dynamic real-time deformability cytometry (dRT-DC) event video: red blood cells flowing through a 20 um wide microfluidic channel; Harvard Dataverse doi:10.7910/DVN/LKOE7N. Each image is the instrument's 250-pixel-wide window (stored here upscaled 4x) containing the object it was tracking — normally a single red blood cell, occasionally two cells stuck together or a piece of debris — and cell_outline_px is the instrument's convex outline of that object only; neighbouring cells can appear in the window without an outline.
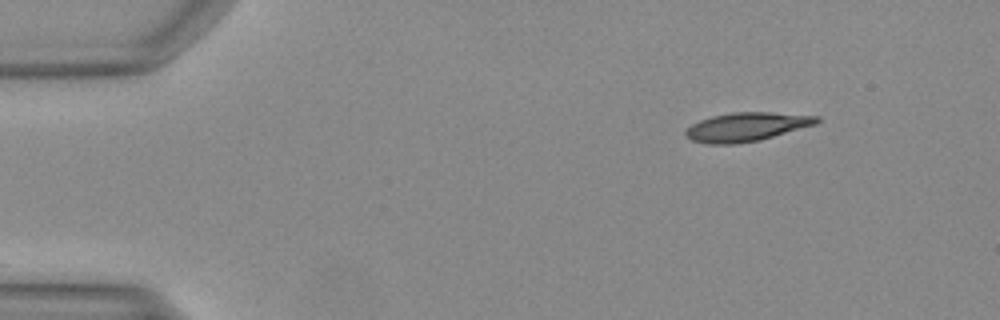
{"species": "Egyptian fruit bat (a non-hibernating species)", "species_latin": "Rousettus aegyptiacus", "temperature_condition": "warm", "stored_images_in_passage": 25, "camera_frame_rate_fps": 3000, "um_per_image_px": 0.085, "animal": {"sex": "female"}, "frame": {"image": 1, "passage_image": 1, "time_ms": 0.0, "image_size_px": [1000, 320], "cell_outline_px": [[820, 120], [816, 124], [760, 140], [732, 144], [704, 144], [692, 140], [684, 132], [692, 124], [700, 120], [712, 116], [736, 112], [768, 112], [820, 116]], "centroid_in_image_um": [63.46, 10.78], "position_along_channel_um": 21.5, "area_um2": 21.79}}
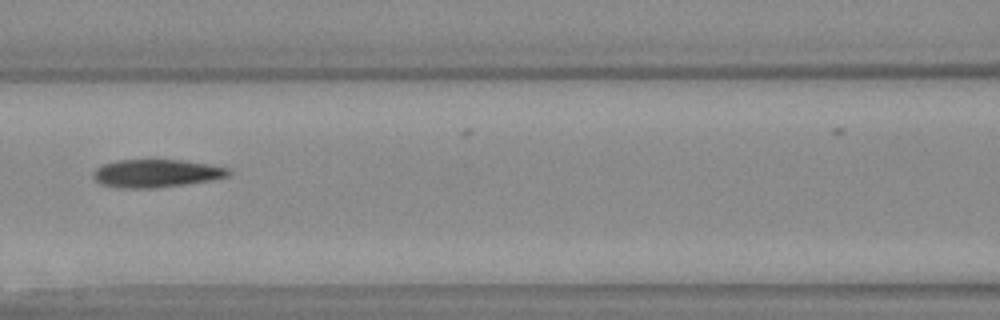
{"frame": {"image": 2, "passage_image": 17, "time_ms": 5.333, "image_size_px": [1000, 320], "cell_outline_px": [[232, 172], [228, 176], [212, 180], [156, 188], [116, 188], [100, 184], [92, 176], [92, 172], [96, 168], [104, 164], [120, 160], [180, 160], [228, 168]], "centroid_in_image_um": [13.24, 14.75], "position_along_channel_um": 153.4, "area_um2": 21.91}}
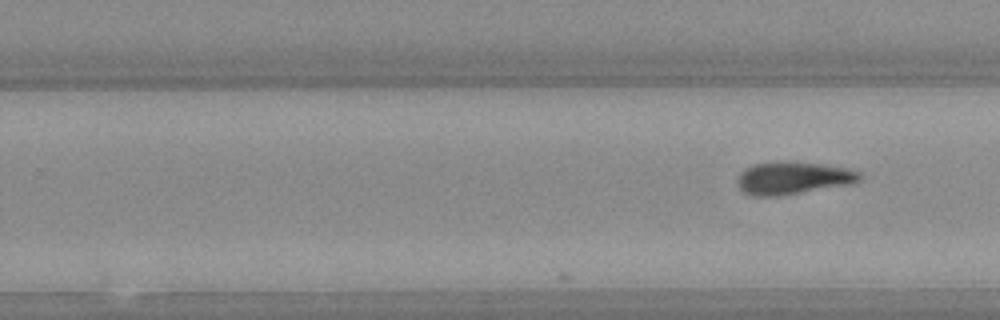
{"frame": {"image": 3, "passage_image": 25, "time_ms": 8.0, "image_size_px": [1000, 320], "cell_outline_px": [[864, 176], [856, 184], [780, 196], [752, 196], [744, 192], [736, 184], [736, 180], [740, 172], [744, 168], [752, 164], [780, 160], [788, 160], [820, 164], [848, 168], [860, 172]], "centroid_in_image_um": [67.42, 15.12], "position_along_channel_um": 262.4, "area_um2": 24.04}}